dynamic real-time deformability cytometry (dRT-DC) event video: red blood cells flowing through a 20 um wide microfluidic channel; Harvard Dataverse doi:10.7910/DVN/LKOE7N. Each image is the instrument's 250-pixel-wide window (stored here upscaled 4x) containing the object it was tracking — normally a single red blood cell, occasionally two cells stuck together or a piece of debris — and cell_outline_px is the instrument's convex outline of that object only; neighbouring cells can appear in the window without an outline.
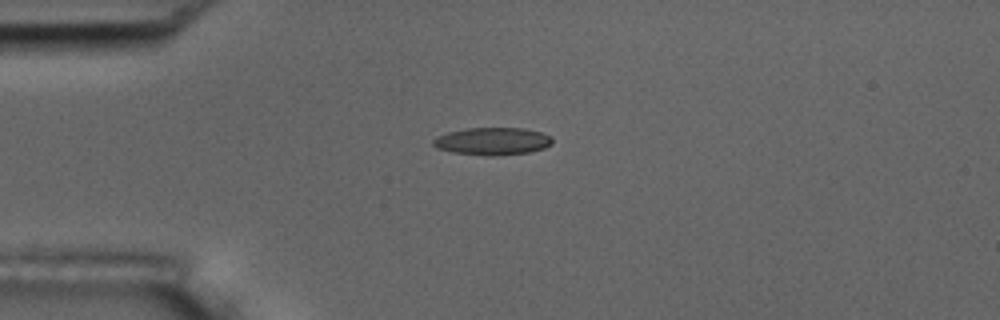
{"species": "common noctule bat (a hibernating species)", "species_latin": "Nyctalus noctula", "temperature_condition": "room temperature", "stored_images_in_passage": 6, "camera_frame_rate_fps": 3000, "um_per_image_px": 0.085, "animal": {"sex": "male", "body_mass_g": 17.5, "forearm_length_mm": 52.3}, "frame": {"image": 1, "passage_image": 6, "time_ms": 6.667, "image_size_px": [1000, 320], "cell_outline_px": [[552, 144], [544, 148], [528, 152], [492, 156], [488, 156], [452, 152], [436, 148], [432, 144], [432, 140], [436, 136], [448, 132], [468, 128], [524, 128], [540, 132], [552, 136]], "centroid_in_image_um": [41.84, 12.0], "position_along_channel_um": 43.2, "area_um2": 19.13}}